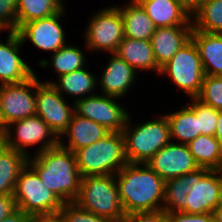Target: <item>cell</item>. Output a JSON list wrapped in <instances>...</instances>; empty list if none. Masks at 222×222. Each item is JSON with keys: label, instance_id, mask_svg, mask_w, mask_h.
Here are the masks:
<instances>
[{"label": "cell", "instance_id": "cell-16", "mask_svg": "<svg viewBox=\"0 0 222 222\" xmlns=\"http://www.w3.org/2000/svg\"><path fill=\"white\" fill-rule=\"evenodd\" d=\"M146 164L164 181L192 173L199 168L187 144L172 141L162 147Z\"/></svg>", "mask_w": 222, "mask_h": 222}, {"label": "cell", "instance_id": "cell-17", "mask_svg": "<svg viewBox=\"0 0 222 222\" xmlns=\"http://www.w3.org/2000/svg\"><path fill=\"white\" fill-rule=\"evenodd\" d=\"M7 36L4 43L0 40V85L23 82L36 72L21 56L24 45L19 34L8 32Z\"/></svg>", "mask_w": 222, "mask_h": 222}, {"label": "cell", "instance_id": "cell-3", "mask_svg": "<svg viewBox=\"0 0 222 222\" xmlns=\"http://www.w3.org/2000/svg\"><path fill=\"white\" fill-rule=\"evenodd\" d=\"M28 164L63 203L77 199L82 177L74 152L58 145L28 157Z\"/></svg>", "mask_w": 222, "mask_h": 222}, {"label": "cell", "instance_id": "cell-33", "mask_svg": "<svg viewBox=\"0 0 222 222\" xmlns=\"http://www.w3.org/2000/svg\"><path fill=\"white\" fill-rule=\"evenodd\" d=\"M60 213L66 222H113L107 218L98 216L81 208L76 202H67L63 204Z\"/></svg>", "mask_w": 222, "mask_h": 222}, {"label": "cell", "instance_id": "cell-6", "mask_svg": "<svg viewBox=\"0 0 222 222\" xmlns=\"http://www.w3.org/2000/svg\"><path fill=\"white\" fill-rule=\"evenodd\" d=\"M74 202L113 222H122L126 216L119 199L115 175L82 177L80 191Z\"/></svg>", "mask_w": 222, "mask_h": 222}, {"label": "cell", "instance_id": "cell-44", "mask_svg": "<svg viewBox=\"0 0 222 222\" xmlns=\"http://www.w3.org/2000/svg\"><path fill=\"white\" fill-rule=\"evenodd\" d=\"M5 32V31H7V33H8V30L4 27V26H2L1 24H0V34H1V32ZM0 40H1V38H0Z\"/></svg>", "mask_w": 222, "mask_h": 222}, {"label": "cell", "instance_id": "cell-27", "mask_svg": "<svg viewBox=\"0 0 222 222\" xmlns=\"http://www.w3.org/2000/svg\"><path fill=\"white\" fill-rule=\"evenodd\" d=\"M27 163L28 157L22 152L5 145L0 149V195L14 193L19 174Z\"/></svg>", "mask_w": 222, "mask_h": 222}, {"label": "cell", "instance_id": "cell-9", "mask_svg": "<svg viewBox=\"0 0 222 222\" xmlns=\"http://www.w3.org/2000/svg\"><path fill=\"white\" fill-rule=\"evenodd\" d=\"M167 78L187 98H196L205 77L199 51L191 39L164 65L158 77ZM166 76V77H165Z\"/></svg>", "mask_w": 222, "mask_h": 222}, {"label": "cell", "instance_id": "cell-10", "mask_svg": "<svg viewBox=\"0 0 222 222\" xmlns=\"http://www.w3.org/2000/svg\"><path fill=\"white\" fill-rule=\"evenodd\" d=\"M2 140L5 146L20 151L27 157L59 145V138L37 115L7 125ZM28 147L37 149L30 154Z\"/></svg>", "mask_w": 222, "mask_h": 222}, {"label": "cell", "instance_id": "cell-28", "mask_svg": "<svg viewBox=\"0 0 222 222\" xmlns=\"http://www.w3.org/2000/svg\"><path fill=\"white\" fill-rule=\"evenodd\" d=\"M199 168L220 170L222 153L215 136L200 134L187 144Z\"/></svg>", "mask_w": 222, "mask_h": 222}, {"label": "cell", "instance_id": "cell-34", "mask_svg": "<svg viewBox=\"0 0 222 222\" xmlns=\"http://www.w3.org/2000/svg\"><path fill=\"white\" fill-rule=\"evenodd\" d=\"M0 24L8 32H17V0H0Z\"/></svg>", "mask_w": 222, "mask_h": 222}, {"label": "cell", "instance_id": "cell-38", "mask_svg": "<svg viewBox=\"0 0 222 222\" xmlns=\"http://www.w3.org/2000/svg\"><path fill=\"white\" fill-rule=\"evenodd\" d=\"M32 219L33 218L30 215H27L22 210L17 209L15 212L0 222H30Z\"/></svg>", "mask_w": 222, "mask_h": 222}, {"label": "cell", "instance_id": "cell-23", "mask_svg": "<svg viewBox=\"0 0 222 222\" xmlns=\"http://www.w3.org/2000/svg\"><path fill=\"white\" fill-rule=\"evenodd\" d=\"M156 28L192 25L191 15L175 0H136Z\"/></svg>", "mask_w": 222, "mask_h": 222}, {"label": "cell", "instance_id": "cell-30", "mask_svg": "<svg viewBox=\"0 0 222 222\" xmlns=\"http://www.w3.org/2000/svg\"><path fill=\"white\" fill-rule=\"evenodd\" d=\"M191 20L194 30L222 33V0H203Z\"/></svg>", "mask_w": 222, "mask_h": 222}, {"label": "cell", "instance_id": "cell-32", "mask_svg": "<svg viewBox=\"0 0 222 222\" xmlns=\"http://www.w3.org/2000/svg\"><path fill=\"white\" fill-rule=\"evenodd\" d=\"M219 111L200 101L196 97V118L198 131L203 135H215Z\"/></svg>", "mask_w": 222, "mask_h": 222}, {"label": "cell", "instance_id": "cell-14", "mask_svg": "<svg viewBox=\"0 0 222 222\" xmlns=\"http://www.w3.org/2000/svg\"><path fill=\"white\" fill-rule=\"evenodd\" d=\"M74 113L69 102L51 84L42 82L36 74V115L60 138L66 131Z\"/></svg>", "mask_w": 222, "mask_h": 222}, {"label": "cell", "instance_id": "cell-29", "mask_svg": "<svg viewBox=\"0 0 222 222\" xmlns=\"http://www.w3.org/2000/svg\"><path fill=\"white\" fill-rule=\"evenodd\" d=\"M65 4V0H17V30L24 23L56 14Z\"/></svg>", "mask_w": 222, "mask_h": 222}, {"label": "cell", "instance_id": "cell-37", "mask_svg": "<svg viewBox=\"0 0 222 222\" xmlns=\"http://www.w3.org/2000/svg\"><path fill=\"white\" fill-rule=\"evenodd\" d=\"M17 210L16 201L13 194L0 195V221Z\"/></svg>", "mask_w": 222, "mask_h": 222}, {"label": "cell", "instance_id": "cell-41", "mask_svg": "<svg viewBox=\"0 0 222 222\" xmlns=\"http://www.w3.org/2000/svg\"><path fill=\"white\" fill-rule=\"evenodd\" d=\"M217 142L219 143V148L222 153V111H219V116L217 119V127L215 130V135Z\"/></svg>", "mask_w": 222, "mask_h": 222}, {"label": "cell", "instance_id": "cell-19", "mask_svg": "<svg viewBox=\"0 0 222 222\" xmlns=\"http://www.w3.org/2000/svg\"><path fill=\"white\" fill-rule=\"evenodd\" d=\"M89 66L61 75L54 79H42V82L51 84L63 97L75 103L77 100L98 92V75L87 69ZM66 95V96H65ZM72 98V99H71Z\"/></svg>", "mask_w": 222, "mask_h": 222}, {"label": "cell", "instance_id": "cell-18", "mask_svg": "<svg viewBox=\"0 0 222 222\" xmlns=\"http://www.w3.org/2000/svg\"><path fill=\"white\" fill-rule=\"evenodd\" d=\"M192 25L158 27L151 37L153 55L161 69L191 40Z\"/></svg>", "mask_w": 222, "mask_h": 222}, {"label": "cell", "instance_id": "cell-8", "mask_svg": "<svg viewBox=\"0 0 222 222\" xmlns=\"http://www.w3.org/2000/svg\"><path fill=\"white\" fill-rule=\"evenodd\" d=\"M13 197L17 209L32 218L59 213L64 204L28 163L19 174Z\"/></svg>", "mask_w": 222, "mask_h": 222}, {"label": "cell", "instance_id": "cell-7", "mask_svg": "<svg viewBox=\"0 0 222 222\" xmlns=\"http://www.w3.org/2000/svg\"><path fill=\"white\" fill-rule=\"evenodd\" d=\"M88 24L84 26V49L89 53H115L124 39V22L116 4L104 6L92 12Z\"/></svg>", "mask_w": 222, "mask_h": 222}, {"label": "cell", "instance_id": "cell-20", "mask_svg": "<svg viewBox=\"0 0 222 222\" xmlns=\"http://www.w3.org/2000/svg\"><path fill=\"white\" fill-rule=\"evenodd\" d=\"M111 131L88 118L79 116L75 112L66 131L59 138V145L75 152L104 138Z\"/></svg>", "mask_w": 222, "mask_h": 222}, {"label": "cell", "instance_id": "cell-22", "mask_svg": "<svg viewBox=\"0 0 222 222\" xmlns=\"http://www.w3.org/2000/svg\"><path fill=\"white\" fill-rule=\"evenodd\" d=\"M124 59L137 73L144 72L160 74V68L155 61L151 40L126 38L120 42L115 53Z\"/></svg>", "mask_w": 222, "mask_h": 222}, {"label": "cell", "instance_id": "cell-25", "mask_svg": "<svg viewBox=\"0 0 222 222\" xmlns=\"http://www.w3.org/2000/svg\"><path fill=\"white\" fill-rule=\"evenodd\" d=\"M118 7L124 22V36L137 40H151L156 27L136 0L119 3Z\"/></svg>", "mask_w": 222, "mask_h": 222}, {"label": "cell", "instance_id": "cell-31", "mask_svg": "<svg viewBox=\"0 0 222 222\" xmlns=\"http://www.w3.org/2000/svg\"><path fill=\"white\" fill-rule=\"evenodd\" d=\"M197 98L214 109L222 111V76L205 75Z\"/></svg>", "mask_w": 222, "mask_h": 222}, {"label": "cell", "instance_id": "cell-13", "mask_svg": "<svg viewBox=\"0 0 222 222\" xmlns=\"http://www.w3.org/2000/svg\"><path fill=\"white\" fill-rule=\"evenodd\" d=\"M36 115V72L19 83L0 85V118L10 123Z\"/></svg>", "mask_w": 222, "mask_h": 222}, {"label": "cell", "instance_id": "cell-40", "mask_svg": "<svg viewBox=\"0 0 222 222\" xmlns=\"http://www.w3.org/2000/svg\"><path fill=\"white\" fill-rule=\"evenodd\" d=\"M33 219L36 222H66L65 218L60 212L56 214L37 216Z\"/></svg>", "mask_w": 222, "mask_h": 222}, {"label": "cell", "instance_id": "cell-36", "mask_svg": "<svg viewBox=\"0 0 222 222\" xmlns=\"http://www.w3.org/2000/svg\"><path fill=\"white\" fill-rule=\"evenodd\" d=\"M167 222H214L212 213L188 214L184 212H166Z\"/></svg>", "mask_w": 222, "mask_h": 222}, {"label": "cell", "instance_id": "cell-21", "mask_svg": "<svg viewBox=\"0 0 222 222\" xmlns=\"http://www.w3.org/2000/svg\"><path fill=\"white\" fill-rule=\"evenodd\" d=\"M178 107V110L164 113L169 124L170 139L172 142L188 144L201 134L196 118V98Z\"/></svg>", "mask_w": 222, "mask_h": 222}, {"label": "cell", "instance_id": "cell-4", "mask_svg": "<svg viewBox=\"0 0 222 222\" xmlns=\"http://www.w3.org/2000/svg\"><path fill=\"white\" fill-rule=\"evenodd\" d=\"M133 118L130 114L122 131L126 158L128 163H146L162 147L171 142L167 117L163 112L153 120L144 122L138 120L134 122Z\"/></svg>", "mask_w": 222, "mask_h": 222}, {"label": "cell", "instance_id": "cell-5", "mask_svg": "<svg viewBox=\"0 0 222 222\" xmlns=\"http://www.w3.org/2000/svg\"><path fill=\"white\" fill-rule=\"evenodd\" d=\"M74 153L81 177L115 175L128 163L122 132H110Z\"/></svg>", "mask_w": 222, "mask_h": 222}, {"label": "cell", "instance_id": "cell-35", "mask_svg": "<svg viewBox=\"0 0 222 222\" xmlns=\"http://www.w3.org/2000/svg\"><path fill=\"white\" fill-rule=\"evenodd\" d=\"M122 222H167L166 212L161 209L157 211L127 214Z\"/></svg>", "mask_w": 222, "mask_h": 222}, {"label": "cell", "instance_id": "cell-24", "mask_svg": "<svg viewBox=\"0 0 222 222\" xmlns=\"http://www.w3.org/2000/svg\"><path fill=\"white\" fill-rule=\"evenodd\" d=\"M205 75L222 76V33L192 30Z\"/></svg>", "mask_w": 222, "mask_h": 222}, {"label": "cell", "instance_id": "cell-12", "mask_svg": "<svg viewBox=\"0 0 222 222\" xmlns=\"http://www.w3.org/2000/svg\"><path fill=\"white\" fill-rule=\"evenodd\" d=\"M67 13L66 6L56 14L42 19L24 23L18 30L22 44L30 42L38 50L50 54L55 53L65 46L67 34L62 21Z\"/></svg>", "mask_w": 222, "mask_h": 222}, {"label": "cell", "instance_id": "cell-45", "mask_svg": "<svg viewBox=\"0 0 222 222\" xmlns=\"http://www.w3.org/2000/svg\"><path fill=\"white\" fill-rule=\"evenodd\" d=\"M4 146V142L2 139H0V149Z\"/></svg>", "mask_w": 222, "mask_h": 222}, {"label": "cell", "instance_id": "cell-15", "mask_svg": "<svg viewBox=\"0 0 222 222\" xmlns=\"http://www.w3.org/2000/svg\"><path fill=\"white\" fill-rule=\"evenodd\" d=\"M109 55L106 65H102L103 70L98 74V93L125 99L130 96L129 93L133 91L135 84L137 85L138 73L116 54Z\"/></svg>", "mask_w": 222, "mask_h": 222}, {"label": "cell", "instance_id": "cell-1", "mask_svg": "<svg viewBox=\"0 0 222 222\" xmlns=\"http://www.w3.org/2000/svg\"><path fill=\"white\" fill-rule=\"evenodd\" d=\"M222 201L220 170L198 168L164 183L162 209L188 214L212 213Z\"/></svg>", "mask_w": 222, "mask_h": 222}, {"label": "cell", "instance_id": "cell-39", "mask_svg": "<svg viewBox=\"0 0 222 222\" xmlns=\"http://www.w3.org/2000/svg\"><path fill=\"white\" fill-rule=\"evenodd\" d=\"M183 8H185L190 15H192L200 6L203 0H175Z\"/></svg>", "mask_w": 222, "mask_h": 222}, {"label": "cell", "instance_id": "cell-26", "mask_svg": "<svg viewBox=\"0 0 222 222\" xmlns=\"http://www.w3.org/2000/svg\"><path fill=\"white\" fill-rule=\"evenodd\" d=\"M84 51H88L87 55L89 53V50H84L74 44L73 42L68 43L60 48L55 53H52L49 56L51 57H45L43 59V56L39 61H37L40 68H52L54 74H56V78L68 74L70 72H73L75 70L81 69L83 67H86L90 62H88L87 55ZM47 58V59H46ZM88 63V64H87Z\"/></svg>", "mask_w": 222, "mask_h": 222}, {"label": "cell", "instance_id": "cell-2", "mask_svg": "<svg viewBox=\"0 0 222 222\" xmlns=\"http://www.w3.org/2000/svg\"><path fill=\"white\" fill-rule=\"evenodd\" d=\"M115 180L126 215L162 209L165 181L146 163H127Z\"/></svg>", "mask_w": 222, "mask_h": 222}, {"label": "cell", "instance_id": "cell-43", "mask_svg": "<svg viewBox=\"0 0 222 222\" xmlns=\"http://www.w3.org/2000/svg\"><path fill=\"white\" fill-rule=\"evenodd\" d=\"M4 132H5V127H4V125H3L2 121H1V118H0V139L3 138Z\"/></svg>", "mask_w": 222, "mask_h": 222}, {"label": "cell", "instance_id": "cell-42", "mask_svg": "<svg viewBox=\"0 0 222 222\" xmlns=\"http://www.w3.org/2000/svg\"><path fill=\"white\" fill-rule=\"evenodd\" d=\"M214 222H222V201L220 204L212 211Z\"/></svg>", "mask_w": 222, "mask_h": 222}, {"label": "cell", "instance_id": "cell-11", "mask_svg": "<svg viewBox=\"0 0 222 222\" xmlns=\"http://www.w3.org/2000/svg\"><path fill=\"white\" fill-rule=\"evenodd\" d=\"M121 100L123 99L97 93L77 100L74 112L105 126L111 132H122L131 112Z\"/></svg>", "mask_w": 222, "mask_h": 222}]
</instances>
